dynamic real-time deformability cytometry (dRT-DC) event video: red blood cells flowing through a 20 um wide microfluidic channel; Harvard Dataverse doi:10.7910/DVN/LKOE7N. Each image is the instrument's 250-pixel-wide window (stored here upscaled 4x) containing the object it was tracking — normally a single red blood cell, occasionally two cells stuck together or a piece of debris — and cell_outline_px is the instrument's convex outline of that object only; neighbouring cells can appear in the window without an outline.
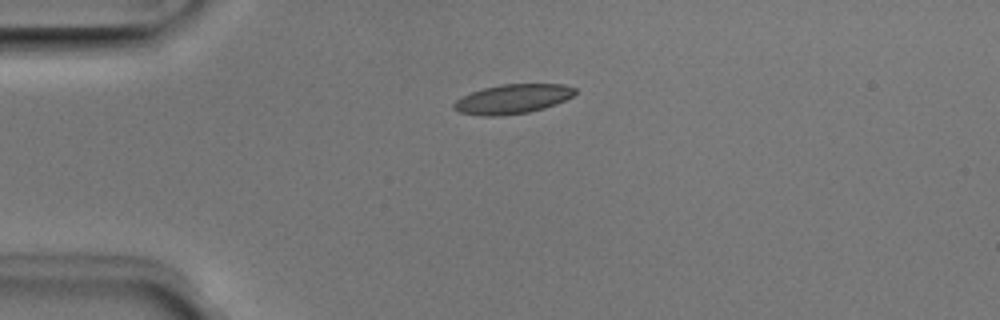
{"species": "Egyptian fruit bat (a non-hibernating species)", "species_latin": "Rousettus aegyptiacus", "temperature_condition": "room temperature", "stored_images_in_passage": 39, "camera_frame_rate_fps": 3000, "um_per_image_px": 0.085, "animal": {"sex": "male"}, "frame": {"image": 1, "passage_image": 1, "time_ms": 0.0, "image_size_px": [1000, 320], "cell_outline_px": [[576, 92], [572, 96], [564, 100], [544, 108], [528, 112], [496, 116], [484, 116], [460, 112], [452, 108], [452, 104], [456, 100], [472, 92], [484, 88], [504, 84], [564, 84], [576, 88]], "centroid_in_image_um": [43.57, 8.41], "position_along_channel_um": 41.4, "area_um2": 20.52}}
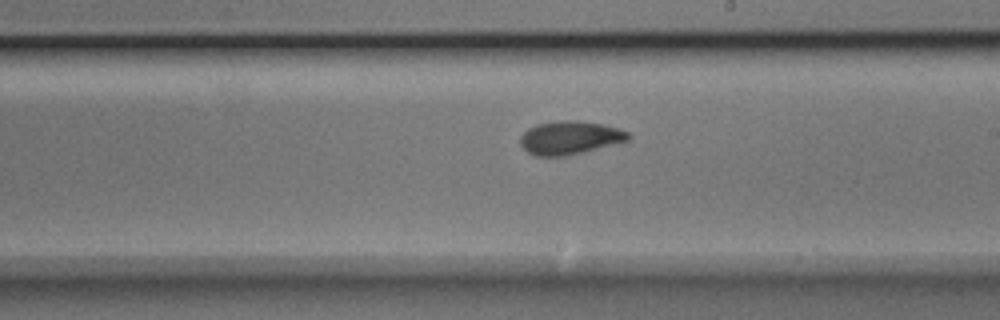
{"frame": {"image": 2, "passage_image": 18, "time_ms": 5.667, "image_size_px": [1000, 320], "cell_outline_px": [[632, 136], [628, 140], [564, 156], [536, 156], [528, 152], [520, 144], [520, 136], [528, 128], [536, 124], [556, 120], [576, 120], [604, 124], [628, 132]], "centroid_in_image_um": [48.4, 11.68], "position_along_channel_um": 240.6, "area_um2": 20.81}}
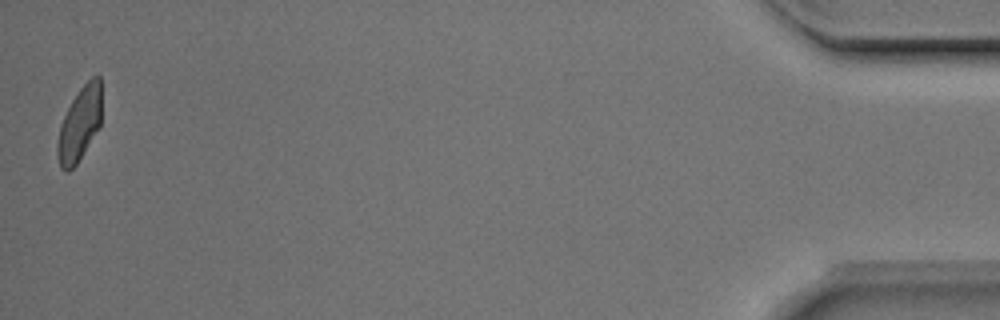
{"frame": {"image": 3, "passage_image": 39, "time_ms": 12.667, "image_size_px": [1000, 320], "cell_outline_px": [[100, 124], [76, 164], [68, 172], [64, 172], [60, 168], [56, 152], [56, 144], [60, 124], [72, 100], [80, 88], [92, 76], [100, 76]], "centroid_in_image_um": [6.72, 10.56], "position_along_channel_um": 428.5, "area_um2": 18.67}, "authors_computed_cell_mechanics": {"area_um2": 20.4034, "velocity_mm_per_s": 4.0026, "shape_relaxation_time_tau1_ms": 4.5127, "shape_relaxation_time_tau2_ms": 1.4723, "deformation_change_tau1": 0.1296, "deformation_change_tau2": 0.0592}}